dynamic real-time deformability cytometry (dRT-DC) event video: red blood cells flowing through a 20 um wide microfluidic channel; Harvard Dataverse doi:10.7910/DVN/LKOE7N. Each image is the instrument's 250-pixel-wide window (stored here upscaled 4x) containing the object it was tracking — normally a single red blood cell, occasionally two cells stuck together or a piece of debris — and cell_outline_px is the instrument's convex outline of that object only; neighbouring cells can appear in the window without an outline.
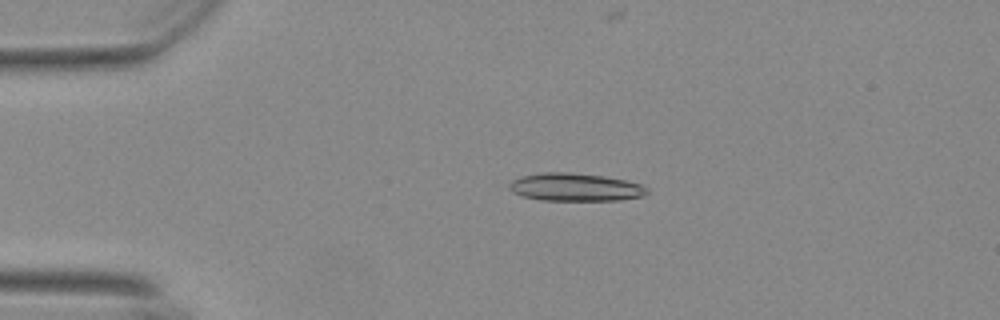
{"species": "Egyptian fruit bat (a non-hibernating species)", "species_latin": "Rousettus aegyptiacus", "temperature_condition": "warm", "stored_images_in_passage": 37, "camera_frame_rate_fps": 3000, "um_per_image_px": 0.085, "animal": {"sex": "female"}, "frame": {"image": 1, "passage_image": 7, "time_ms": 2.0, "image_size_px": [1000, 320], "cell_outline_px": [[648, 192], [644, 196], [616, 200], [544, 200], [524, 196], [512, 192], [508, 188], [508, 184], [512, 180], [520, 176], [544, 172], [568, 172], [604, 176], [624, 180], [640, 184], [648, 188]], "centroid_in_image_um": [48.87, 15.9], "position_along_channel_um": 36.1, "area_um2": 22.31}}
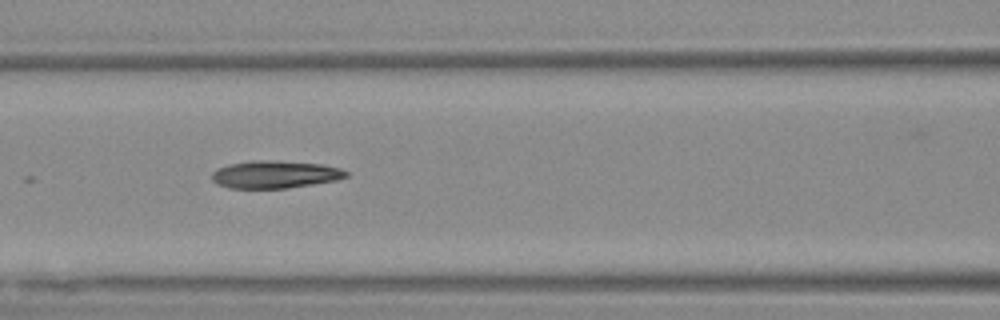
{"frame": {"image": 2, "passage_image": 19, "time_ms": 6.0, "image_size_px": [1000, 320], "cell_outline_px": [[348, 176], [336, 180], [288, 188], [228, 188], [212, 180], [212, 172], [216, 168], [228, 164], [252, 160], [272, 160], [320, 164], [340, 168], [348, 172]], "centroid_in_image_um": [23.35, 14.82], "position_along_channel_um": 143.2, "area_um2": 21.5}}
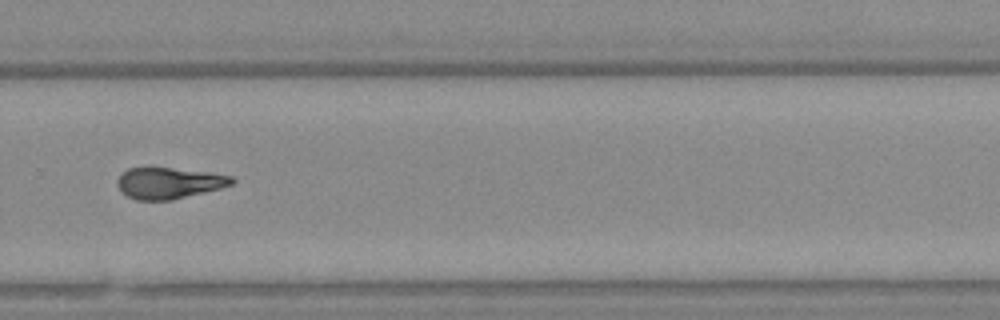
{"frame": {"image": 3, "passage_image": 33, "time_ms": 10.667, "image_size_px": [1000, 320], "cell_outline_px": [[236, 180], [232, 184], [220, 188], [172, 200], [136, 200], [128, 196], [116, 184], [116, 180], [128, 168], [148, 164], [208, 172], [232, 176]], "centroid_in_image_um": [14.33, 15.51], "position_along_channel_um": 315.5, "area_um2": 21.39}, "authors_computed_cell_mechanics": {"area_um2": 21.386, "velocity_mm_per_s": 3.7037, "shape_relaxation_time_tau1_ms": null, "shape_relaxation_time_tau2_ms": 2.041, "deformation_change_tau1": null, "deformation_change_tau2": 0.0925}}